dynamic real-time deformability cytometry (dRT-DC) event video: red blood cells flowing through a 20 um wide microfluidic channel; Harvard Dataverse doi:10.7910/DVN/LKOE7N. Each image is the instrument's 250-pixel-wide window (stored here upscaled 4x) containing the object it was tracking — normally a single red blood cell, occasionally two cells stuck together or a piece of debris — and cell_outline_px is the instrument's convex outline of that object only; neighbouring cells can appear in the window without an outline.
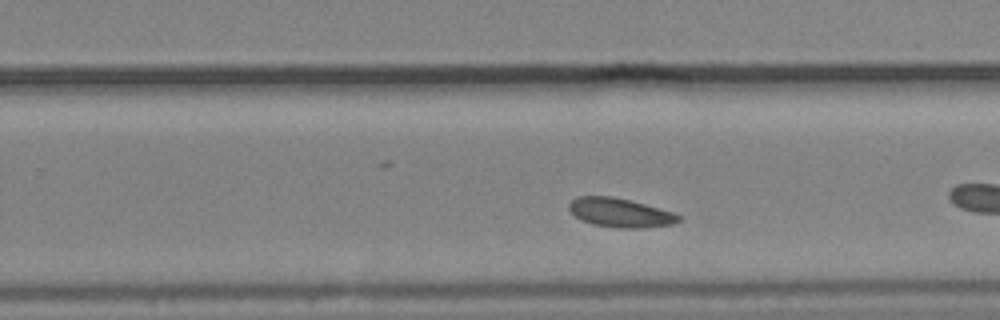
{"species": "common noctule bat (a hibernating species)", "species_latin": "Nyctalus noctula", "temperature_condition": "cold", "stored_images_in_passage": 32, "camera_frame_rate_fps": 3000, "um_per_image_px": 0.085, "animal": {"sex": "male", "body_mass_g": 19.2, "forearm_length_mm": 51.8}, "frame": {"image": 1, "passage_image": 19, "time_ms": 6.0, "image_size_px": [1000, 320], "cell_outline_px": [[680, 220], [672, 224], [644, 228], [616, 228], [592, 224], [580, 220], [568, 208], [568, 204], [576, 196], [612, 196], [632, 200], [672, 212], [680, 216]], "centroid_in_image_um": [52.68, 18.07], "position_along_channel_um": 277.1, "area_um2": 18.61}}